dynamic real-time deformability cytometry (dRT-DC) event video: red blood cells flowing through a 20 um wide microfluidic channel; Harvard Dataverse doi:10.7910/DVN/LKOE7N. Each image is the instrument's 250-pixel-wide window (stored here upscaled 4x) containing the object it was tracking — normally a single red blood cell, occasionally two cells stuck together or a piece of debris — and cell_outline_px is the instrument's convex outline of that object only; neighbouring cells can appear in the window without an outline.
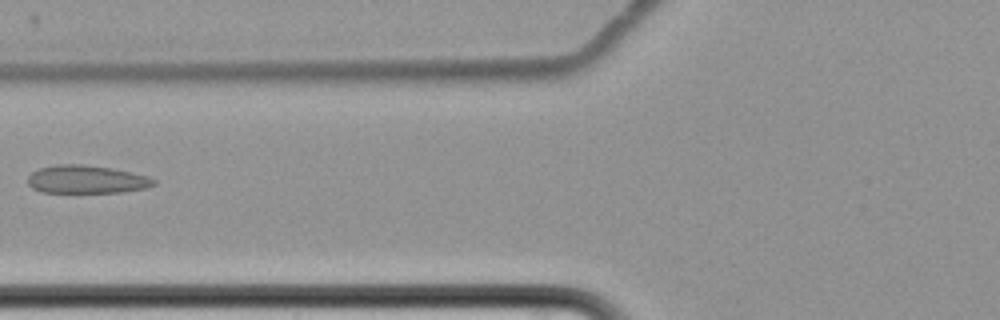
{"species": "common noctule bat (a hibernating species)", "species_latin": "Nyctalus noctula", "temperature_condition": "cold", "stored_images_in_passage": 9, "camera_frame_rate_fps": 3000, "um_per_image_px": 0.085, "animal": {"sex": "female", "body_mass_g": 22.7, "forearm_length_mm": 54.2}, "frame": {"image": 1, "passage_image": 7, "time_ms": 8.333, "image_size_px": [1000, 320], "cell_outline_px": [[156, 184], [144, 188], [120, 192], [44, 192], [32, 188], [28, 184], [28, 176], [32, 172], [40, 168], [56, 164], [84, 164], [112, 168], [132, 172], [148, 176], [156, 180]], "centroid_in_image_um": [7.35, 15.24], "position_along_channel_um": 118.4, "area_um2": 20.58}}
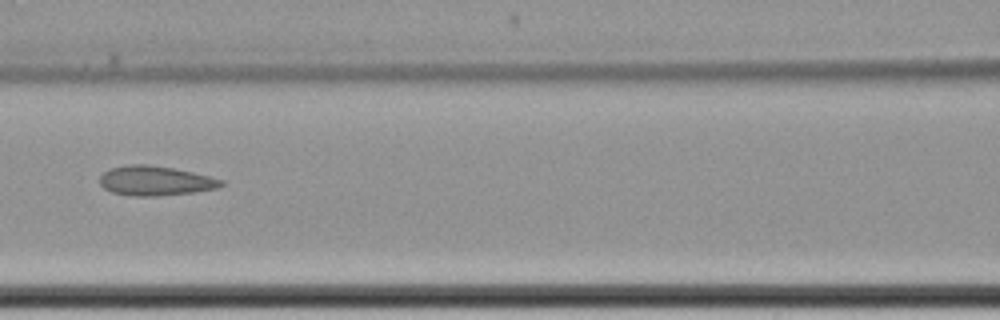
{"frame": {"image": 2, "passage_image": 8, "time_ms": 9.333, "image_size_px": [1000, 320], "cell_outline_px": [[224, 184], [216, 188], [192, 192], [156, 196], [132, 196], [112, 192], [104, 188], [100, 184], [100, 176], [104, 172], [112, 168], [128, 164], [148, 164], [172, 168], [192, 172], [224, 180]], "centroid_in_image_um": [13.18, 15.36], "position_along_channel_um": 153.4, "area_um2": 20.75}}
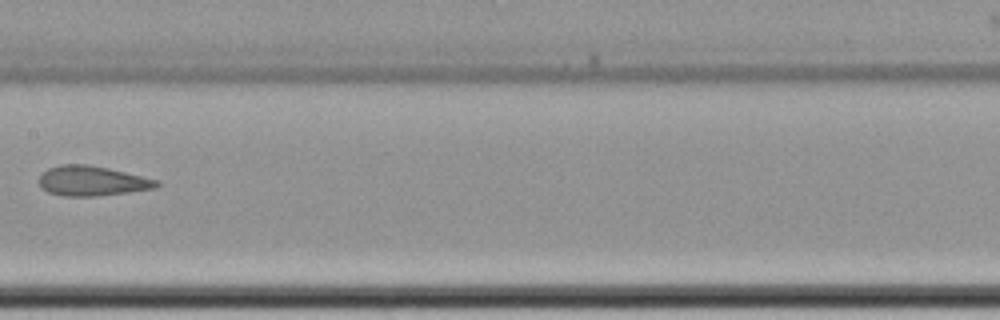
{"frame": {"image": 3, "passage_image": 9, "time_ms": 10.667, "image_size_px": [1000, 320], "cell_outline_px": [[160, 184], [156, 188], [128, 192], [96, 196], [64, 196], [48, 192], [40, 188], [40, 176], [48, 168], [60, 164], [88, 164], [108, 168], [160, 180]], "centroid_in_image_um": [7.84, 15.37], "position_along_channel_um": 199.6, "area_um2": 20.52}}